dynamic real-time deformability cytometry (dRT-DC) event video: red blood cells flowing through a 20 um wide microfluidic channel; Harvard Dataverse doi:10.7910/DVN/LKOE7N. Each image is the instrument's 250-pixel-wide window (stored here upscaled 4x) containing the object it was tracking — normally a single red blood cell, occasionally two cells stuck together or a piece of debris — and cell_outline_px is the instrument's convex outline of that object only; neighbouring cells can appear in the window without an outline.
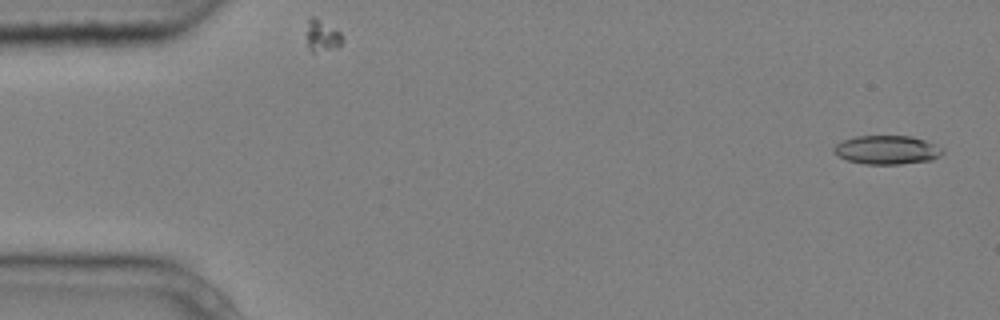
{"species": "common noctule bat (a hibernating species)", "species_latin": "Nyctalus noctula", "temperature_condition": "cold", "stored_images_in_passage": 5, "camera_frame_rate_fps": 3000, "um_per_image_px": 0.085, "animal": {"sex": "male", "body_mass_g": 20.4}, "frame": {"image": 1, "passage_image": 1, "time_ms": 0.0, "image_size_px": [1000, 320], "cell_outline_px": [[944, 152], [940, 156], [932, 160], [900, 164], [864, 164], [848, 160], [832, 152], [832, 148], [836, 144], [852, 136], [912, 136], [924, 140], [944, 148]], "centroid_in_image_um": [75.4, 12.74], "position_along_channel_um": 9.6, "area_um2": 18.32}}
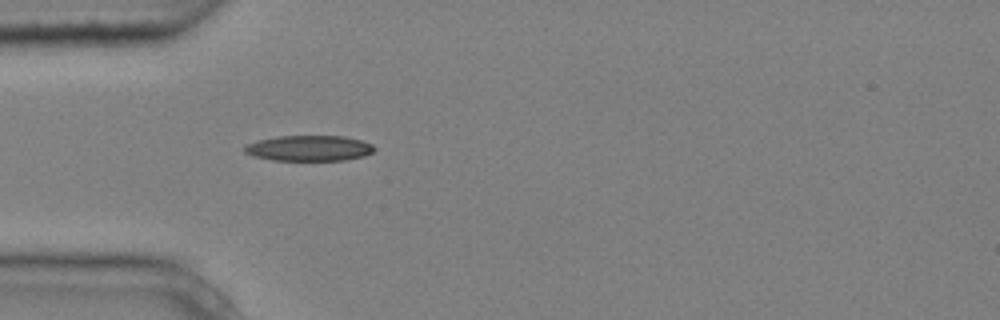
{"frame": {"image": 2, "passage_image": 5, "time_ms": 1.333, "image_size_px": [1000, 320], "cell_outline_px": [[376, 148], [372, 152], [364, 156], [344, 160], [272, 160], [252, 156], [244, 152], [244, 144], [276, 136], [344, 136], [364, 140], [372, 144]], "centroid_in_image_um": [26.27, 12.59], "position_along_channel_um": 58.7, "area_um2": 19.48}}